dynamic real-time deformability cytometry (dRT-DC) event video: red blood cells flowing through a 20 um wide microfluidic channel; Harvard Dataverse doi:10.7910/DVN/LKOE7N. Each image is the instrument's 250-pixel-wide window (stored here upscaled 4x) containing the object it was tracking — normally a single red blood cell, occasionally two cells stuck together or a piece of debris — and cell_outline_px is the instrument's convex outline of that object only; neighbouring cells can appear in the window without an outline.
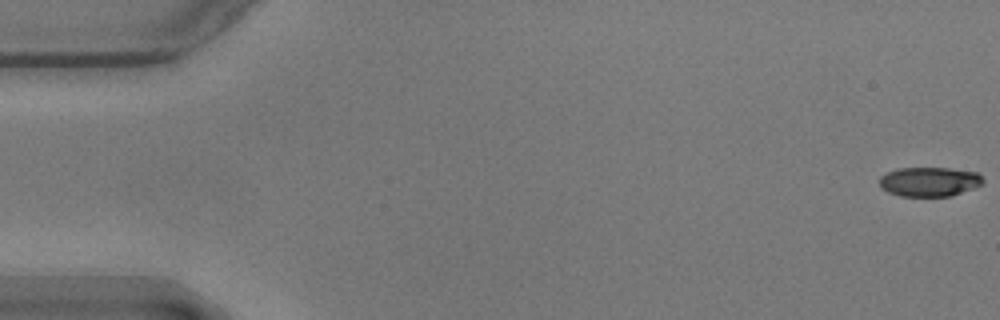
{"species": "common noctule bat (a hibernating species)", "species_latin": "Nyctalus noctula", "temperature_condition": "warm", "stored_images_in_passage": 57, "camera_frame_rate_fps": 3000, "um_per_image_px": 0.085, "animal": {"sex": "male", "body_mass_g": 17.9}, "frame": {"image": 1, "passage_image": 1, "time_ms": 0.0, "image_size_px": [1000, 320], "cell_outline_px": [[984, 184], [952, 196], [900, 196], [888, 192], [880, 188], [880, 176], [896, 168], [948, 168], [976, 172], [984, 180]], "centroid_in_image_um": [78.99, 15.45], "position_along_channel_um": 6.0, "area_um2": 17.8}}
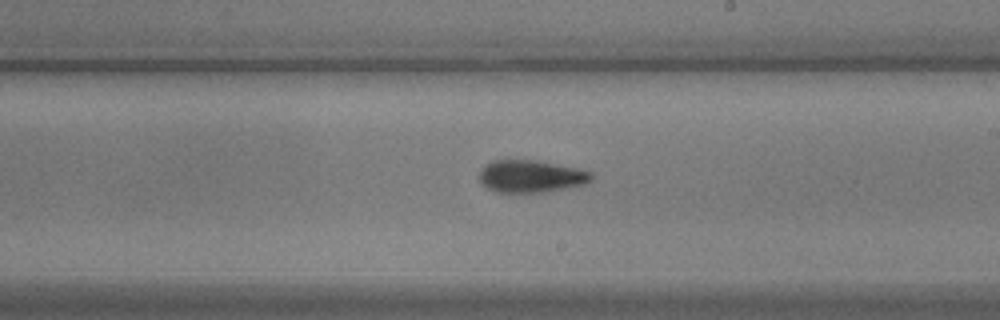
{"frame": {"image": 2, "passage_image": 33, "time_ms": 10.667, "image_size_px": [1000, 320], "cell_outline_px": [[596, 176], [592, 180], [584, 184], [544, 192], [496, 192], [488, 188], [480, 180], [480, 172], [492, 160], [536, 160], [576, 168], [592, 172]], "centroid_in_image_um": [45.18, 14.98], "position_along_channel_um": 243.8, "area_um2": 20.87}}
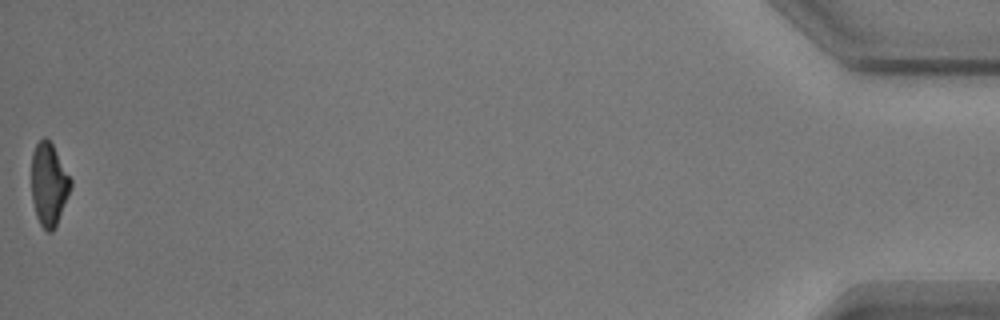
{"frame": {"image": 3, "passage_image": 57, "time_ms": 18.667, "image_size_px": [1000, 320], "cell_outline_px": [[72, 184], [56, 224], [52, 232], [48, 232], [40, 224], [36, 216], [32, 200], [32, 152], [36, 144], [44, 136], [52, 144], [72, 180]], "centroid_in_image_um": [4.14, 15.65], "position_along_channel_um": 431.1, "area_um2": 18.55}, "authors_computed_cell_mechanics": {"area_um2": 20.23, "velocity_mm_per_s": 3.5796, "shape_relaxation_time_tau1_ms": 4.5054, "shape_relaxation_time_tau2_ms": 4.9738, "deformation_change_tau1": 0.1793, "deformation_change_tau2": 0.1151}}